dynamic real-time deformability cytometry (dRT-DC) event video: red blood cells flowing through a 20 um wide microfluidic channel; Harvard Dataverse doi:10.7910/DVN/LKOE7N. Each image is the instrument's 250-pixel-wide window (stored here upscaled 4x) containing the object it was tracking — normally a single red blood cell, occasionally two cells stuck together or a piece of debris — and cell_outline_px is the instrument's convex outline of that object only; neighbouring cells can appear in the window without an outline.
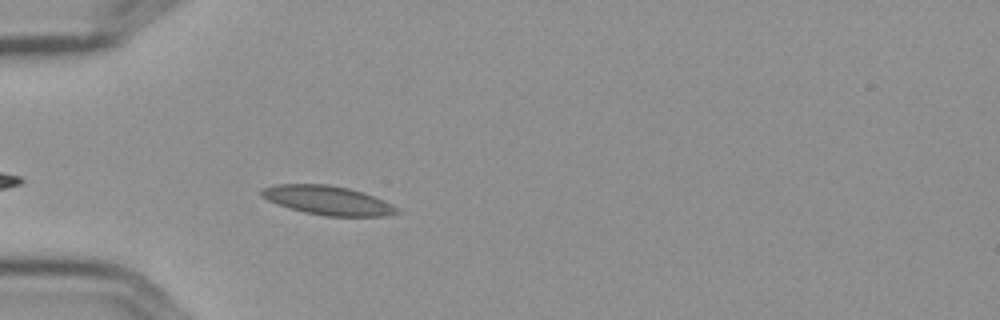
{"species": "Egyptian fruit bat (a non-hibernating species)", "species_latin": "Rousettus aegyptiacus", "temperature_condition": "cold", "stored_images_in_passage": 3, "camera_frame_rate_fps": 3000, "um_per_image_px": 0.085, "frame": {"image": 1, "passage_image": 3, "time_ms": 0.667, "image_size_px": [1000, 320], "cell_outline_px": [[400, 212], [384, 216], [324, 216], [304, 212], [268, 200], [260, 196], [260, 192], [264, 188], [276, 184], [328, 184], [348, 188], [364, 192], [384, 200], [400, 208]], "centroid_in_image_um": [27.91, 17.02], "position_along_channel_um": 57.1, "area_um2": 22.83}}